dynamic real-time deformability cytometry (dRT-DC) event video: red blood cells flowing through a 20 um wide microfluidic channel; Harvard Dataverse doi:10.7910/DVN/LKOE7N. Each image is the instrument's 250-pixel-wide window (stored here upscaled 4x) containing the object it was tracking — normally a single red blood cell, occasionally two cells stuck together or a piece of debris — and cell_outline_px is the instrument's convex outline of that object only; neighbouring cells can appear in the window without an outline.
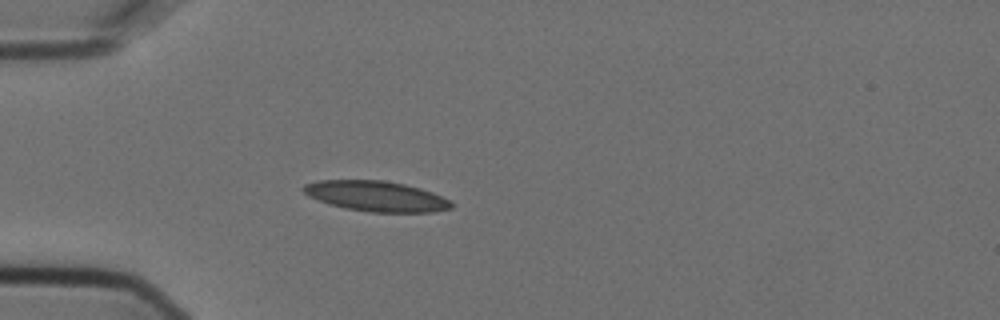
{"species": "Egyptian fruit bat (a non-hibernating species)", "species_latin": "Rousettus aegyptiacus", "temperature_condition": "cold", "stored_images_in_passage": 5, "camera_frame_rate_fps": 3000, "um_per_image_px": 0.085, "animal": {"sex": "female"}, "frame": {"image": 1, "passage_image": 5, "time_ms": 1.333, "image_size_px": [1000, 320], "cell_outline_px": [[452, 208], [432, 212], [372, 212], [344, 208], [328, 204], [308, 196], [300, 188], [304, 184], [320, 180], [384, 180], [404, 184], [420, 188], [432, 192], [448, 200], [452, 204]], "centroid_in_image_um": [31.93, 16.67], "position_along_channel_um": 53.1, "area_um2": 26.13}}